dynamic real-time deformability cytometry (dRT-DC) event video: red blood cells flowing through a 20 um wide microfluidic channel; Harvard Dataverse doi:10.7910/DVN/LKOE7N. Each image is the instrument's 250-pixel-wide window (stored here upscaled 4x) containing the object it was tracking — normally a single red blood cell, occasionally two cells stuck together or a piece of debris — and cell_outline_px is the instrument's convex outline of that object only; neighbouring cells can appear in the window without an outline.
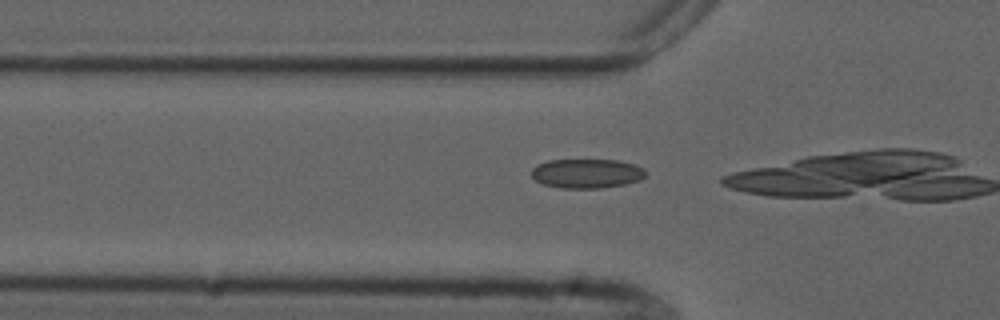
{"species": "common noctule bat (a hibernating species)", "species_latin": "Nyctalus noctula", "temperature_condition": "cold", "stored_images_in_passage": 15, "camera_frame_rate_fps": 3000, "um_per_image_px": 0.085, "animal": {"sex": "male", "forearm_length_mm": 52.5}, "frame": {"image": 1, "passage_image": 13, "time_ms": 4.0, "image_size_px": [1000, 320], "cell_outline_px": [[648, 172], [640, 180], [624, 184], [600, 188], [560, 188], [544, 184], [536, 180], [532, 176], [532, 168], [536, 164], [548, 160], [616, 160], [636, 164], [644, 168]], "centroid_in_image_um": [49.89, 14.74], "position_along_channel_um": 75.9, "area_um2": 19.59}}